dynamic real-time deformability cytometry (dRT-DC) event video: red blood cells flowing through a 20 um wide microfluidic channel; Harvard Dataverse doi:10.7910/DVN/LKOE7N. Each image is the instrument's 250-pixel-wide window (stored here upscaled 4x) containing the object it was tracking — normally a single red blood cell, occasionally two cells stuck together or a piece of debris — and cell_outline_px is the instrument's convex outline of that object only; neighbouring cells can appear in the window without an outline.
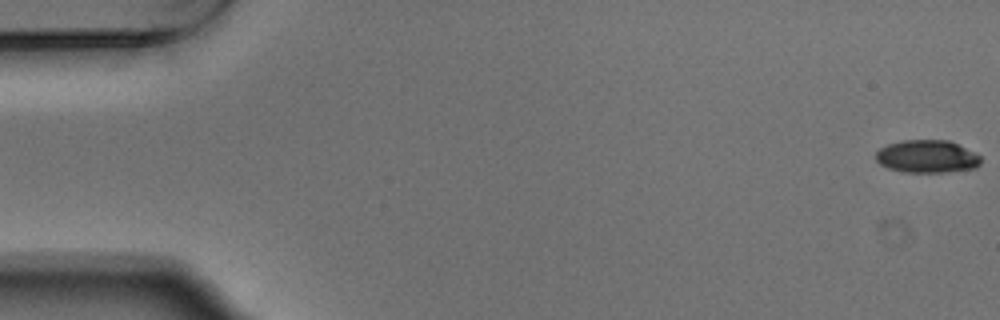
{"species": "Egyptian fruit bat (a non-hibernating species)", "species_latin": "Rousettus aegyptiacus", "temperature_condition": "warm", "stored_images_in_passage": 55, "camera_frame_rate_fps": 3000, "um_per_image_px": 0.085, "animal": {"sex": "male"}, "frame": {"image": 1, "passage_image": 1, "time_ms": 0.0, "image_size_px": [1000, 320], "cell_outline_px": [[980, 164], [976, 168], [944, 172], [904, 172], [888, 168], [880, 164], [876, 160], [876, 152], [880, 148], [888, 144], [900, 140], [948, 140], [980, 156]], "centroid_in_image_um": [78.76, 13.3], "position_along_channel_um": 6.2, "area_um2": 19.88}}
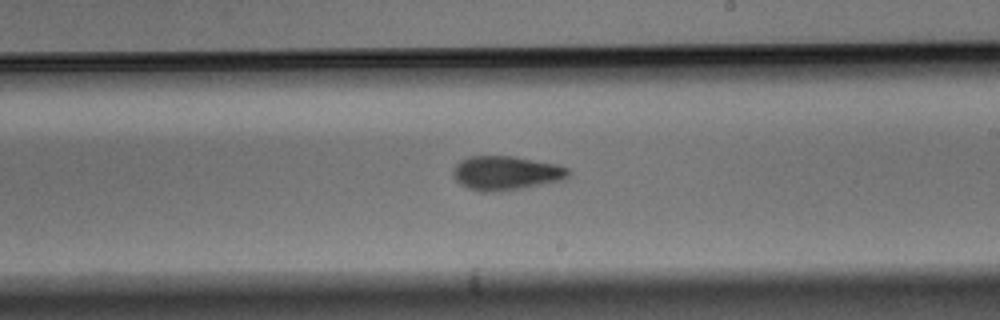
{"frame": {"image": 2, "passage_image": 32, "time_ms": 10.333, "image_size_px": [1000, 320], "cell_outline_px": [[572, 172], [564, 180], [524, 188], [496, 192], [480, 192], [468, 188], [460, 184], [452, 176], [452, 172], [456, 164], [460, 160], [468, 156], [516, 156], [556, 164], [568, 168]], "centroid_in_image_um": [43.01, 14.71], "position_along_channel_um": 246.0, "area_um2": 23.29}}
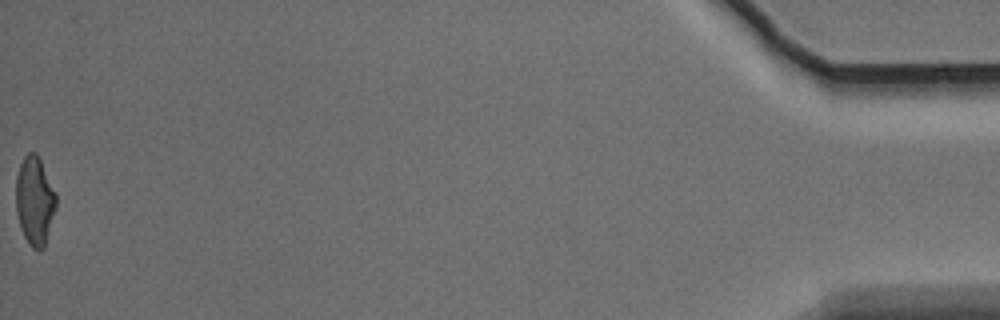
{"frame": {"image": 3, "passage_image": 55, "time_ms": 18.0, "image_size_px": [1000, 320], "cell_outline_px": [[56, 208], [44, 248], [40, 252], [36, 252], [32, 248], [24, 236], [20, 228], [16, 212], [16, 176], [20, 164], [24, 156], [28, 152], [36, 152], [56, 192]], "centroid_in_image_um": [2.95, 17.1], "position_along_channel_um": 432.3, "area_um2": 20.92}, "authors_computed_cell_mechanics": {"area_um2": 21.386, "velocity_mm_per_s": 3.7328, "shape_relaxation_time_tau1_ms": 3.7333, "shape_relaxation_time_tau2_ms": 2.3805, "deformation_change_tau1": 0.1365, "deformation_change_tau2": 0.0879}}